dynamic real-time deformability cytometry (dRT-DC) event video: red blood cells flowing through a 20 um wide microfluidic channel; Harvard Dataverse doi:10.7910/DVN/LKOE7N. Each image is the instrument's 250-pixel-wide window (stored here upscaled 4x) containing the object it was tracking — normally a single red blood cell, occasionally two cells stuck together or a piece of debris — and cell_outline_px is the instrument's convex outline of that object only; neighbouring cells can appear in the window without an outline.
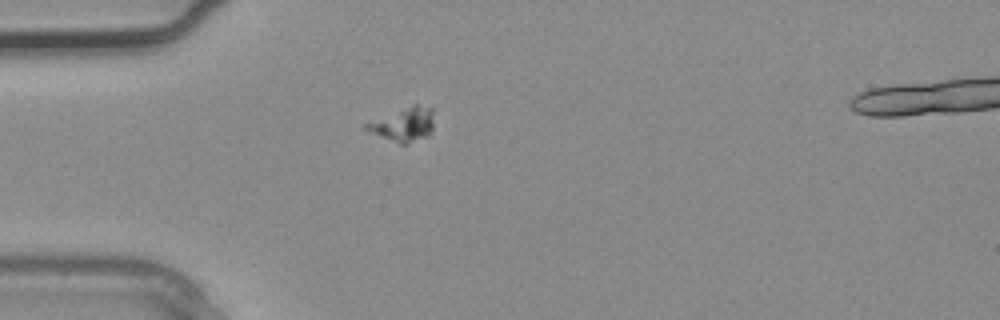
{"species": "common noctule bat (a hibernating species)", "species_latin": "Nyctalus noctula", "temperature_condition": "warm", "stored_images_in_passage": 4, "camera_frame_rate_fps": 3000, "um_per_image_px": 0.085, "animal": {"sex": "male", "body_mass_g": 20.4}, "frame": {"image": 1, "passage_image": 3, "time_ms": 0.667, "image_size_px": [1000, 320], "cell_outline_px": [[432, 128], [428, 136], [404, 144], [400, 144], [364, 128], [364, 124], [412, 104], [416, 104], [432, 108]], "centroid_in_image_um": [34.33, 10.56], "position_along_channel_um": 50.7, "area_um2": 12.83}}